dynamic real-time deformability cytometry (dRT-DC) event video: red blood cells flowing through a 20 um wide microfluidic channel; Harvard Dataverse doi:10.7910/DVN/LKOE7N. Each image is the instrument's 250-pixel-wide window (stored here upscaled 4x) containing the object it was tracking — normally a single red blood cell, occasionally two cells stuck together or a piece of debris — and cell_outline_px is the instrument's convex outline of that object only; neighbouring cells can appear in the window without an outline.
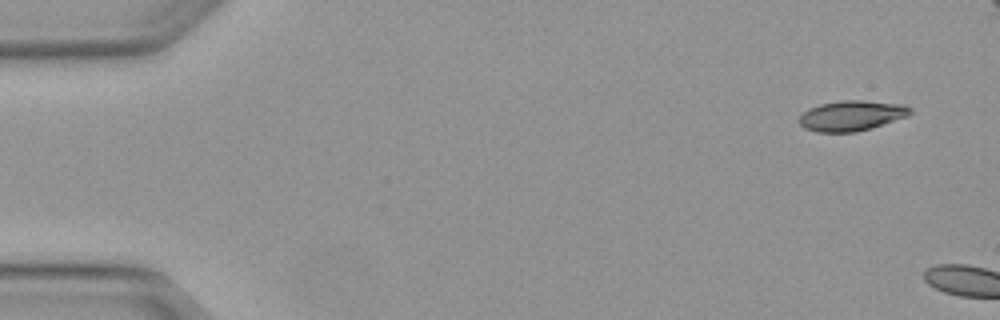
{"species": "Egyptian fruit bat (a non-hibernating species)", "species_latin": "Rousettus aegyptiacus", "temperature_condition": "warm", "stored_images_in_passage": 4, "segment_of_instrument_passage": [2, 2], "camera_frame_rate_fps": 3000, "um_per_image_px": 0.085, "animal": {"sex": "female"}, "frame": {"image": 1, "passage_image": 4, "time_ms": 1.0, "image_size_px": [1000, 320], "cell_outline_px": [[912, 112], [908, 116], [872, 128], [856, 132], [816, 132], [804, 128], [800, 124], [800, 116], [808, 108], [820, 104], [840, 100], [864, 100], [904, 104], [912, 108]], "centroid_in_image_um": [72.41, 9.82], "position_along_channel_um": 12.6, "area_um2": 19.77}}